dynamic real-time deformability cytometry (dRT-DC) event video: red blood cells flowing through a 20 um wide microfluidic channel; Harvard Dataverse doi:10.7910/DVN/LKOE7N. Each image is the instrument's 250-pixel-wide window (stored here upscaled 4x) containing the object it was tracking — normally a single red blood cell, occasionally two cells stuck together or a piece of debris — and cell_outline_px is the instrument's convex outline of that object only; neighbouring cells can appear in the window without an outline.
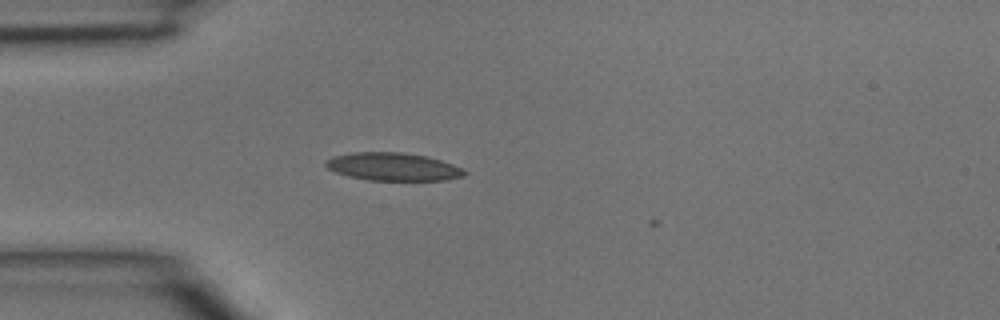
{"species": "common noctule bat (a hibernating species)", "species_latin": "Nyctalus noctula", "temperature_condition": "room temperature", "stored_images_in_passage": 1, "camera_frame_rate_fps": 3000, "um_per_image_px": 0.085, "animal": {"sex": "male", "body_mass_g": 15.6}, "frame": {"image": 1, "passage_image": 1, "time_ms": 0.0, "image_size_px": [1000, 320], "cell_outline_px": [[468, 172], [464, 176], [444, 180], [368, 180], [348, 176], [336, 172], [328, 168], [324, 164], [324, 160], [332, 156], [352, 152], [400, 152], [424, 156], [440, 160], [452, 164]], "centroid_in_image_um": [33.36, 14.17], "position_along_channel_um": 51.6, "area_um2": 22.48}}